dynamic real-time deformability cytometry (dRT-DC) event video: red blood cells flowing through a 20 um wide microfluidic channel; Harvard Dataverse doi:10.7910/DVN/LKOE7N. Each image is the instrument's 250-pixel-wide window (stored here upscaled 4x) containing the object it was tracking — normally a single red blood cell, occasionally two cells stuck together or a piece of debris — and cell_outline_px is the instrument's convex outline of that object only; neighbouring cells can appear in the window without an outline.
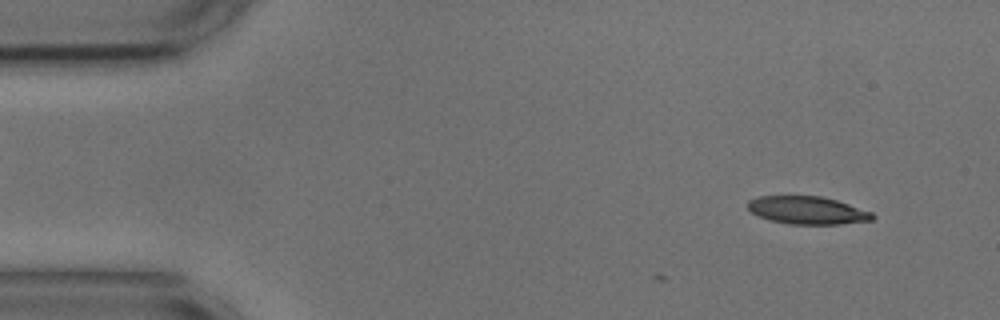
{"species": "common noctule bat (a hibernating species)", "species_latin": "Nyctalus noctula", "temperature_condition": "cold", "stored_images_in_passage": 3, "camera_frame_rate_fps": 3000, "um_per_image_px": 0.085, "animal": {"sex": "male", "body_mass_g": 17.9, "forearm_length_mm": 54.2}, "frame": {"image": 1, "passage_image": 1, "time_ms": 0.0, "image_size_px": [1000, 320], "cell_outline_px": [[876, 216], [872, 220], [840, 224], [788, 224], [768, 220], [752, 212], [748, 208], [748, 200], [760, 196], [820, 196], [836, 200], [872, 212]], "centroid_in_image_um": [68.63, 17.88], "position_along_channel_um": 16.4, "area_um2": 20.11}}